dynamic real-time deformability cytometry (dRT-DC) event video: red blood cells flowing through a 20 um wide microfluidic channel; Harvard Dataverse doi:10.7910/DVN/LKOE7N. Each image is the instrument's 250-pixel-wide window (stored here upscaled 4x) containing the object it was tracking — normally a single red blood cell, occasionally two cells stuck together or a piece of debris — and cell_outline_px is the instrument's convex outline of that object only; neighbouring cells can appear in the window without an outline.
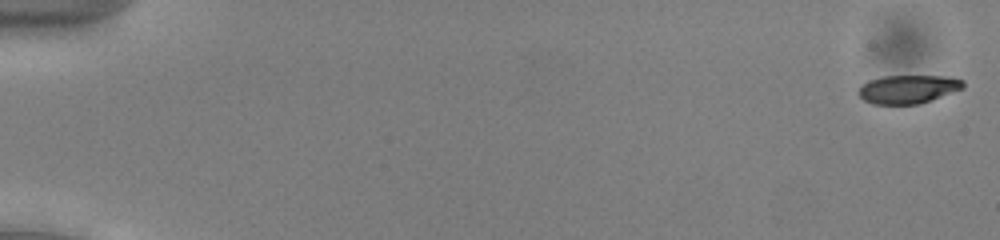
{"species": "common noctule bat (a hibernating species)", "species_latin": "Nyctalus noctula", "temperature_condition": "cold", "stored_images_in_passage": 54, "camera_frame_rate_fps": 3000, "um_per_image_px": 0.085, "animal": {"sex": "male", "body_mass_g": 13.0, "forearm_length_mm": 53.1}, "frame": {"image": 1, "passage_image": 1, "time_ms": 0.0, "image_size_px": [1000, 240], "cell_outline_px": [[964, 88], [932, 100], [920, 104], [872, 104], [864, 100], [856, 92], [864, 84], [872, 80], [884, 76], [952, 76], [964, 80]], "centroid_in_image_um": [77.24, 7.58], "position_along_channel_um": 7.8, "area_um2": 17.4}}
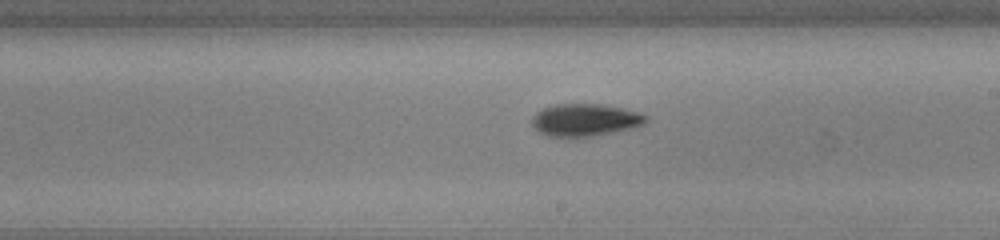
{"frame": {"image": 2, "passage_image": 32, "time_ms": 10.333, "image_size_px": [1000, 240], "cell_outline_px": [[648, 120], [632, 128], [592, 136], [548, 136], [540, 132], [532, 124], [532, 116], [536, 112], [544, 108], [556, 104], [600, 104], [620, 108], [636, 112], [648, 116]], "centroid_in_image_um": [49.7, 10.19], "position_along_channel_um": 239.3, "area_um2": 21.04}}
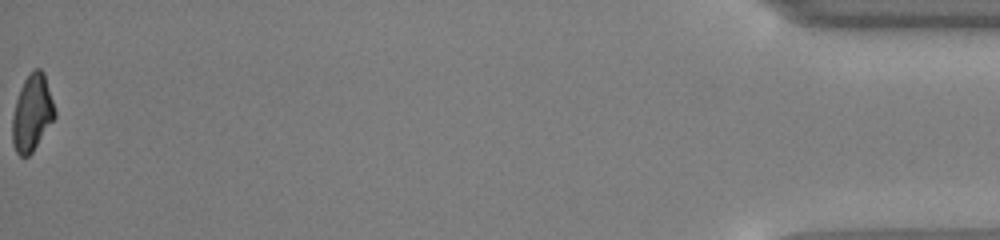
{"frame": {"image": 3, "passage_image": 54, "time_ms": 17.667, "image_size_px": [1000, 240], "cell_outline_px": [[56, 116], [32, 152], [28, 156], [20, 156], [16, 152], [12, 144], [12, 116], [16, 100], [20, 88], [24, 80], [32, 68], [40, 68], [44, 72], [56, 112]], "centroid_in_image_um": [2.72, 9.58], "position_along_channel_um": 432.5, "area_um2": 18.96}, "authors_computed_cell_mechanics": {"area_um2": 19.941, "velocity_mm_per_s": 3.9075, "shape_relaxation_time_tau1_ms": 2.654, "shape_relaxation_time_tau2_ms": 11.0172, "deformation_change_tau1": 0.1149, "deformation_change_tau2": 0.1639}}